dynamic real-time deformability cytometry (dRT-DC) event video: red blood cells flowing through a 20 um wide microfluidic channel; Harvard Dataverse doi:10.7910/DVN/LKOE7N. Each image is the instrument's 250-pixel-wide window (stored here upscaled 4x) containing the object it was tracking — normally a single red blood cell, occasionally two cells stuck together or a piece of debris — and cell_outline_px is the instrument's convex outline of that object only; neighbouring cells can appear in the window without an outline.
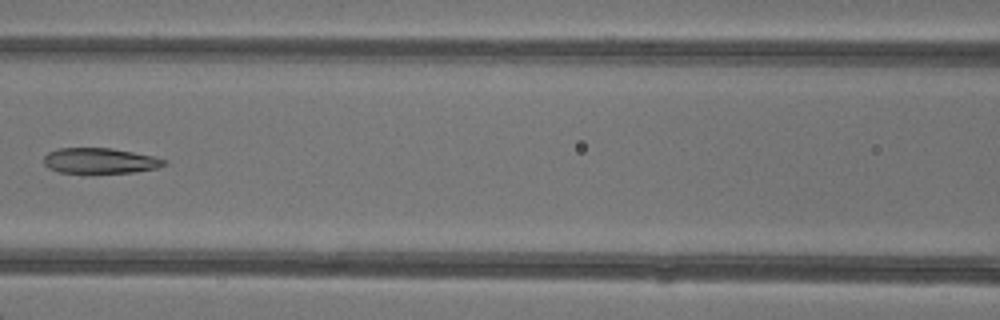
{"species": "common noctule bat (a hibernating species)", "species_latin": "Nyctalus noctula", "temperature_condition": "warm", "stored_images_in_passage": 8, "camera_frame_rate_fps": 3000, "um_per_image_px": 0.085, "animal": {"sex": "female"}, "frame": {"image": 1, "passage_image": 7, "time_ms": 7.333, "image_size_px": [1000, 320], "cell_outline_px": [[168, 164], [160, 168], [132, 172], [88, 176], [60, 172], [48, 168], [44, 164], [44, 156], [48, 152], [56, 148], [112, 148], [152, 156], [168, 160]], "centroid_in_image_um": [8.49, 13.71], "position_along_channel_um": 158.1, "area_um2": 18.84}}
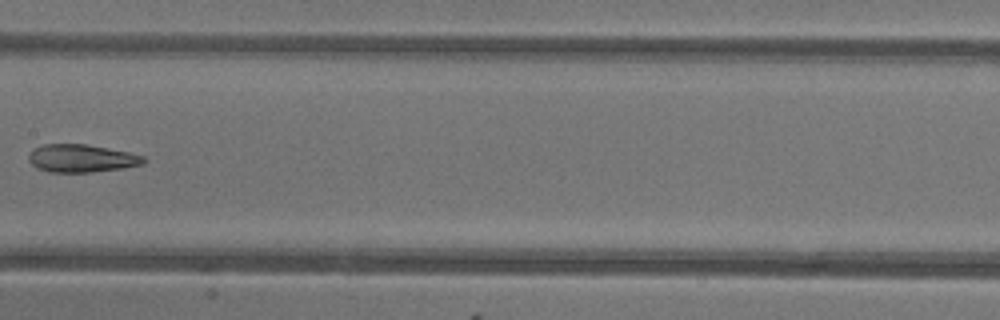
{"frame": {"image": 2, "passage_image": 8, "time_ms": 8.333, "image_size_px": [1000, 320], "cell_outline_px": [[148, 160], [144, 164], [124, 168], [88, 172], [48, 172], [36, 168], [28, 160], [28, 156], [32, 148], [44, 144], [84, 144], [108, 148], [128, 152], [144, 156]], "centroid_in_image_um": [6.92, 13.46], "position_along_channel_um": 200.5, "area_um2": 18.79}}